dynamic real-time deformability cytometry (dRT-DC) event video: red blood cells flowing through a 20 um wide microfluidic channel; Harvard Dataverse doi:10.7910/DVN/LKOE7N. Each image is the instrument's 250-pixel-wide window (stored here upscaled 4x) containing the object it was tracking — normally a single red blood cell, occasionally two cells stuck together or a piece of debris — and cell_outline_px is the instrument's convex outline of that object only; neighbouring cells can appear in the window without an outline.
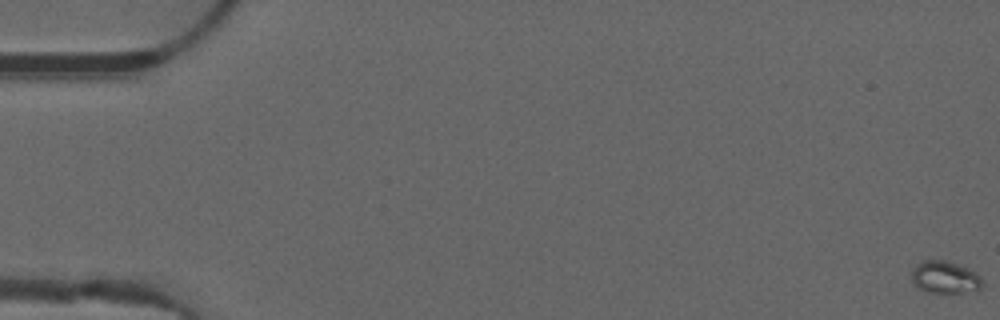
{"species": "common noctule bat (a hibernating species)", "species_latin": "Nyctalus noctula", "temperature_condition": "warm", "stored_images_in_passage": 52, "camera_frame_rate_fps": 3000, "um_per_image_px": 0.085, "animal": {"sex": "male", "forearm_length_mm": 52.5}, "frame": {"image": 1, "passage_image": 1, "time_ms": 0.0, "image_size_px": [1000, 320], "cell_outline_px": [[984, 284], [976, 292], [928, 292], [920, 288], [912, 280], [912, 272], [916, 264], [920, 260], [944, 260], [968, 268], [976, 272], [980, 276]], "centroid_in_image_um": [80.36, 23.56], "position_along_channel_um": 4.6, "area_um2": 13.29}}
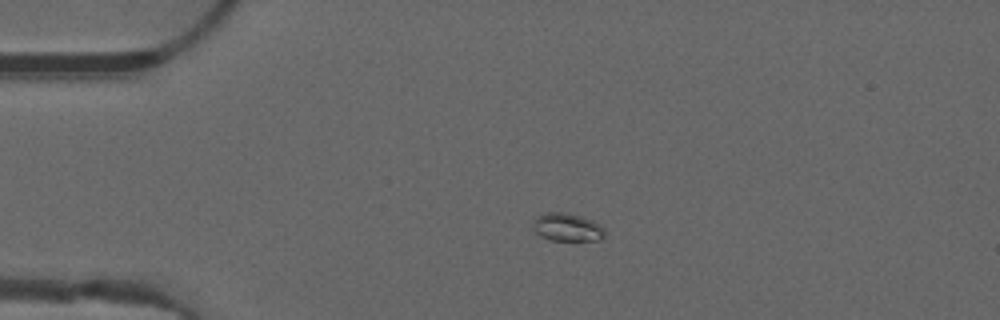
{"frame": {"image": 2, "passage_image": 13, "time_ms": 4.0, "image_size_px": [1000, 320], "cell_outline_px": [[604, 236], [600, 240], [552, 240], [540, 236], [532, 228], [536, 216], [544, 212], [564, 212], [580, 216], [592, 220], [600, 224], [604, 228]], "centroid_in_image_um": [48.2, 19.3], "position_along_channel_um": 36.8, "area_um2": 11.73}}
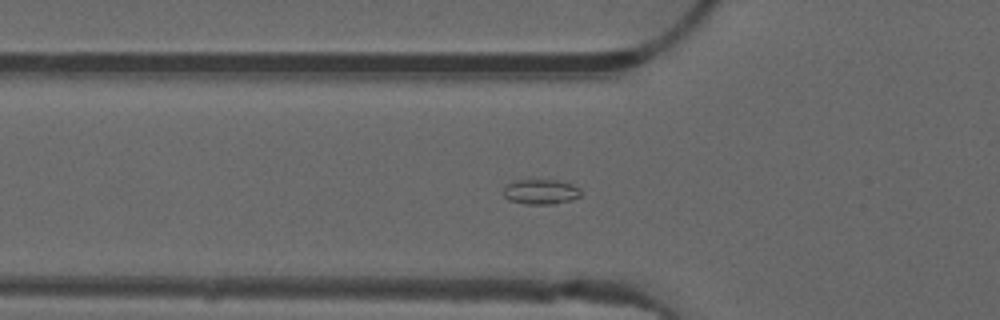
{"frame": {"image": 3, "passage_image": 19, "time_ms": 6.0, "image_size_px": [1000, 320], "cell_outline_px": [[580, 196], [572, 200], [552, 204], [528, 204], [508, 200], [504, 196], [504, 188], [508, 184], [516, 180], [532, 176], [556, 180], [572, 184], [580, 188]], "centroid_in_image_um": [45.95, 16.25], "position_along_channel_um": 79.8, "area_um2": 11.79}}